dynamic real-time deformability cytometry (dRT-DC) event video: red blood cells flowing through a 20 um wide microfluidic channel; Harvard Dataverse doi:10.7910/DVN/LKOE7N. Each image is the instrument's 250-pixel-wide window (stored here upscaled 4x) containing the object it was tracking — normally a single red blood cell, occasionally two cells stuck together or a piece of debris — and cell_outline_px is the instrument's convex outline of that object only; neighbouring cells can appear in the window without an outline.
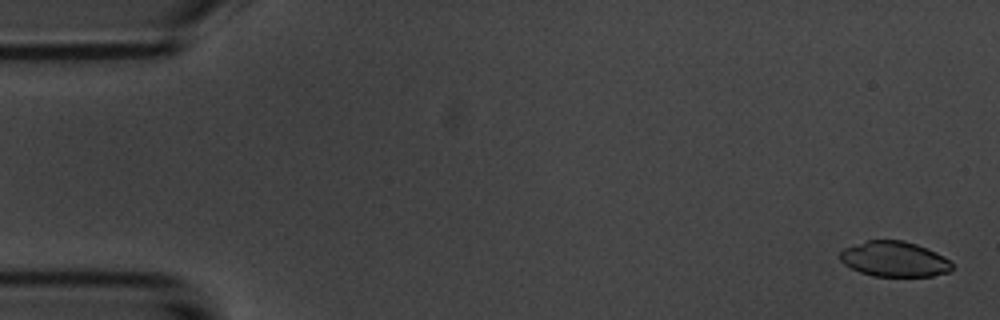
{"species": "common noctule bat (a hibernating species)", "species_latin": "Nyctalus noctula", "temperature_condition": "room temperature", "stored_images_in_passage": 5, "camera_frame_rate_fps": 3000, "um_per_image_px": 0.085, "animal": {"sex": "male", "body_mass_g": 20.1, "forearm_length_mm": 53.5}, "frame": {"image": 1, "passage_image": 1, "time_ms": 0.0, "image_size_px": [1000, 320], "cell_outline_px": [[952, 268], [948, 272], [932, 276], [872, 276], [860, 272], [844, 264], [840, 260], [840, 252], [844, 248], [868, 240], [904, 240], [916, 244], [936, 252], [944, 256], [952, 264]], "centroid_in_image_um": [76.01, 22.02], "position_along_channel_um": 9.0, "area_um2": 22.95}}
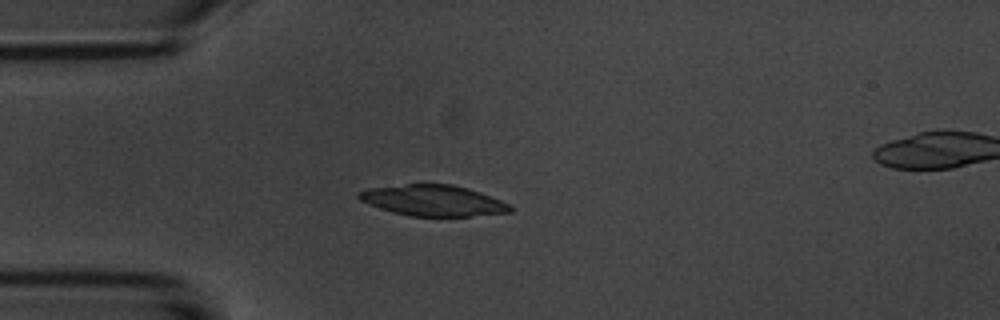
{"frame": {"image": 2, "passage_image": 4, "time_ms": 4.333, "image_size_px": [1000, 320], "cell_outline_px": [[512, 212], [468, 216], [408, 216], [392, 212], [368, 204], [360, 200], [356, 196], [356, 192], [368, 188], [408, 184], [452, 184], [468, 188], [480, 192], [500, 200], [508, 204], [512, 208]], "centroid_in_image_um": [36.77, 17.04], "position_along_channel_um": 48.2, "area_um2": 27.22}}